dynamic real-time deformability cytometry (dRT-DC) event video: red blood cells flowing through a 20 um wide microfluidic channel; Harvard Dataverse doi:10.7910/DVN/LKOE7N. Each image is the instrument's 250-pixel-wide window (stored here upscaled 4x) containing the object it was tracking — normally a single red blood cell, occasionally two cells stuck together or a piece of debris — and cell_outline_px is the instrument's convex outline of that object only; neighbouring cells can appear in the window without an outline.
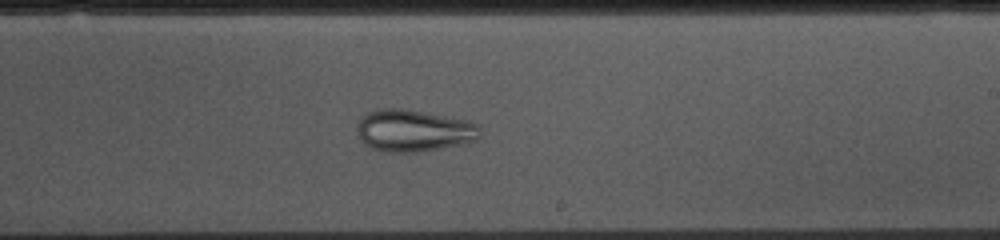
{"species": "common noctule bat (a hibernating species)", "species_latin": "Nyctalus noctula", "temperature_condition": "cold", "stored_images_in_passage": 54, "camera_frame_rate_fps": 3000, "um_per_image_px": 0.085, "animal": {"sex": "female", "body_mass_g": 10.0, "forearm_length_mm": 53.1}, "frame": {"image": 1, "passage_image": 30, "time_ms": 9.667, "image_size_px": [1000, 240], "cell_outline_px": [[480, 136], [476, 140], [464, 144], [416, 152], [392, 152], [372, 148], [364, 144], [360, 140], [356, 128], [360, 116], [368, 112], [380, 108], [400, 108], [424, 112], [468, 120], [476, 124], [480, 128]], "centroid_in_image_um": [35.14, 11.09], "position_along_channel_um": 253.9, "area_um2": 30.17}}
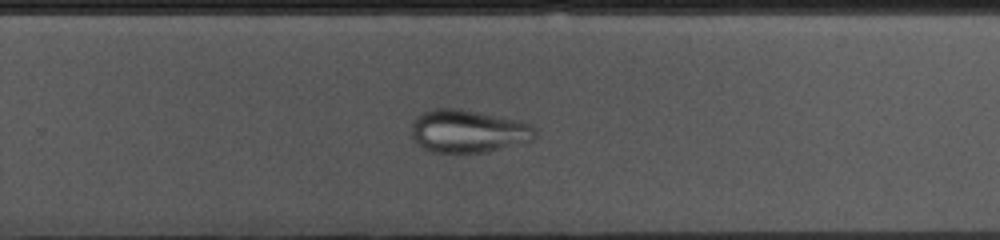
{"frame": {"image": 2, "passage_image": 33, "time_ms": 10.667, "image_size_px": [1000, 240], "cell_outline_px": [[536, 136], [532, 140], [484, 152], [432, 152], [424, 148], [412, 136], [412, 124], [416, 116], [420, 112], [432, 108], [460, 108], [520, 120], [532, 124], [536, 128]], "centroid_in_image_um": [39.8, 11.12], "position_along_channel_um": 290.0, "area_um2": 30.92}}
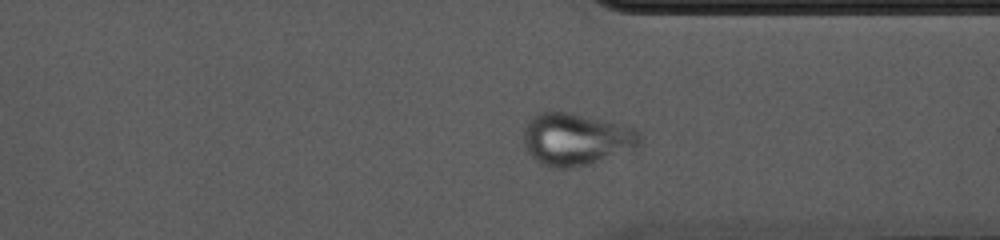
{"frame": {"image": 3, "passage_image": 39, "time_ms": 12.667, "image_size_px": [1000, 240], "cell_outline_px": [[640, 144], [632, 148], [584, 164], [564, 168], [548, 168], [540, 164], [528, 152], [524, 144], [524, 128], [528, 120], [532, 116], [540, 112], [568, 112], [628, 124], [636, 128], [640, 132]], "centroid_in_image_um": [48.93, 11.79], "position_along_channel_um": 362.5, "area_um2": 35.08}}